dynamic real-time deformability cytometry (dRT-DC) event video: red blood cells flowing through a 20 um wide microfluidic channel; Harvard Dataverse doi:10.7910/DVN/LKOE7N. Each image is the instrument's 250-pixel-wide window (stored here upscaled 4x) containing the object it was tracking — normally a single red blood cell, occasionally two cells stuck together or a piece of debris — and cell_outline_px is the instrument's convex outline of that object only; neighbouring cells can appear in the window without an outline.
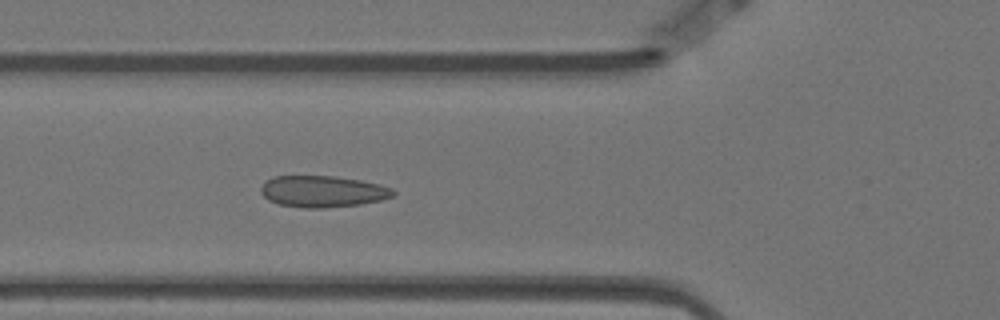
{"species": "Egyptian fruit bat (a non-hibernating species)", "species_latin": "Rousettus aegyptiacus", "temperature_condition": "warm", "stored_images_in_passage": 51, "camera_frame_rate_fps": 3000, "um_per_image_px": 0.085, "animal": {"sex": "female"}, "frame": {"image": 1, "passage_image": 19, "time_ms": 6.0, "image_size_px": [1000, 320], "cell_outline_px": [[396, 192], [392, 196], [380, 200], [360, 204], [324, 208], [304, 208], [280, 204], [268, 200], [260, 192], [260, 188], [264, 180], [272, 176], [332, 176], [360, 180], [380, 184], [392, 188]], "centroid_in_image_um": [27.39, 16.26], "position_along_channel_um": 98.4, "area_um2": 24.33}}
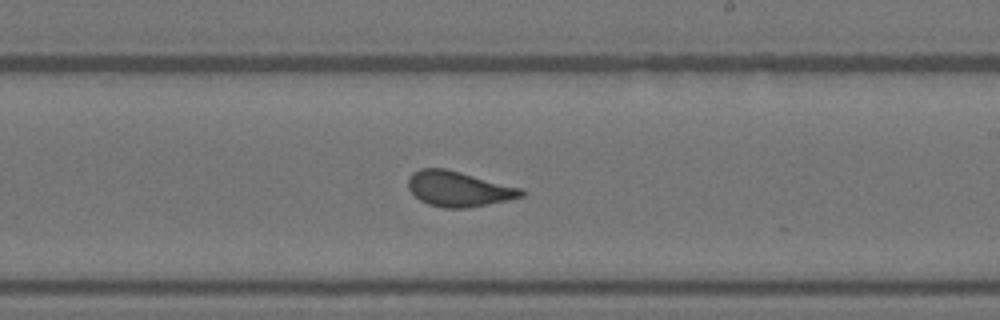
{"frame": {"image": 2, "passage_image": 32, "time_ms": 10.333, "image_size_px": [1000, 320], "cell_outline_px": [[524, 196], [508, 200], [488, 204], [464, 208], [444, 208], [428, 204], [420, 200], [408, 188], [408, 176], [412, 172], [420, 168], [444, 168], [460, 172], [520, 188], [524, 192]], "centroid_in_image_um": [38.94, 16.05], "position_along_channel_um": 250.1, "area_um2": 23.0}}
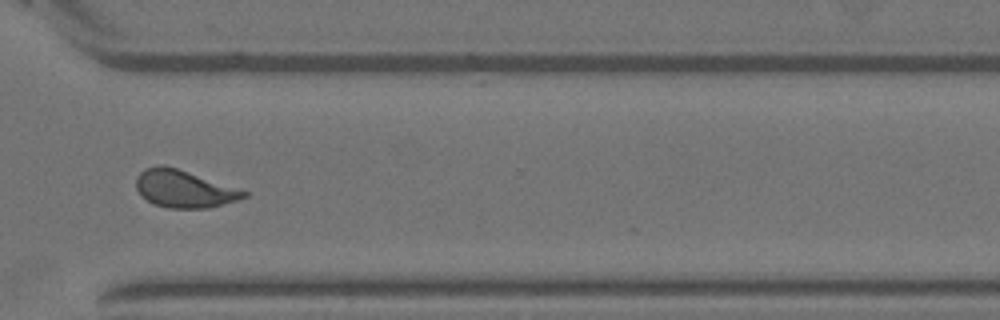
{"frame": {"image": 3, "passage_image": 41, "time_ms": 13.333, "image_size_px": [1000, 320], "cell_outline_px": [[248, 196], [236, 200], [208, 208], [168, 208], [156, 204], [148, 200], [136, 188], [136, 176], [144, 168], [160, 164], [164, 164], [248, 192]], "centroid_in_image_um": [15.6, 16.04], "position_along_channel_um": 355.0, "area_um2": 23.0}, "authors_computed_cell_mechanics": {"area_um2": 23.2934, "velocity_mm_per_s": 3.5085, "shape_relaxation_time_tau1_ms": null, "shape_relaxation_time_tau2_ms": 0.7386, "deformation_change_tau1": null, "deformation_change_tau2": 0.0687}}